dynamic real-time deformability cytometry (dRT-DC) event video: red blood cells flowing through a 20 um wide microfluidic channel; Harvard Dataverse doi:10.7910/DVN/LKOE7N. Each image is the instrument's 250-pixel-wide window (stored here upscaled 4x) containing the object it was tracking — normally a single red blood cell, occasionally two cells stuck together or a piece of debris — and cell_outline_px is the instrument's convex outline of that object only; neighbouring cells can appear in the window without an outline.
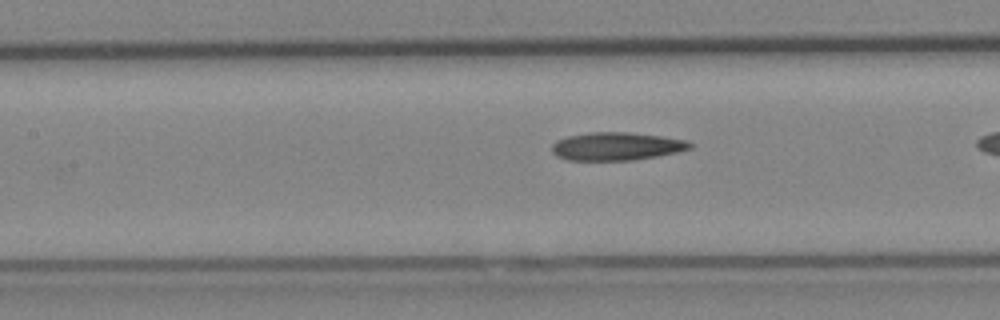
{"species": "Egyptian fruit bat (a non-hibernating species)", "species_latin": "Rousettus aegyptiacus", "temperature_condition": "cold", "stored_images_in_passage": 23, "camera_frame_rate_fps": 3000, "um_per_image_px": 0.085, "animal": {"sex": "female"}, "frame": {"image": 1, "passage_image": 7, "time_ms": 2.0, "image_size_px": [1000, 320], "cell_outline_px": [[692, 148], [676, 152], [656, 156], [632, 160], [568, 160], [556, 156], [552, 152], [552, 144], [556, 140], [568, 136], [588, 132], [628, 132], [660, 136], [688, 140], [692, 144]], "centroid_in_image_um": [52.38, 12.43], "position_along_channel_um": 155.0, "area_um2": 22.54}}